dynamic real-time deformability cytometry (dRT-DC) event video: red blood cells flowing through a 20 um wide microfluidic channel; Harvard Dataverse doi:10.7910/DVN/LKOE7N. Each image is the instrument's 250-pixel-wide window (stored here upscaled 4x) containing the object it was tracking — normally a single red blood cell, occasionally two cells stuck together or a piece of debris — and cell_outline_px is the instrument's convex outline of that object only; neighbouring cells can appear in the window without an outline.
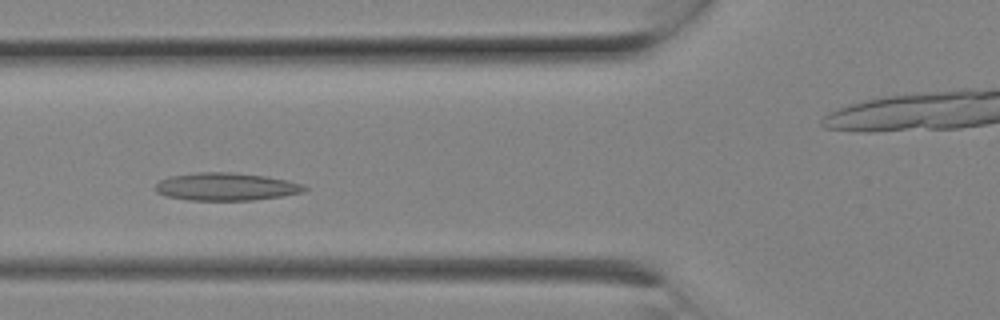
{"species": "Egyptian fruit bat (a non-hibernating species)", "species_latin": "Rousettus aegyptiacus", "temperature_condition": "room temperature", "stored_images_in_passage": 8, "segment_of_instrument_passage": [1, 2], "camera_frame_rate_fps": 3000, "um_per_image_px": 0.085, "animal": {"sex": "female"}, "frame": {"image": 1, "passage_image": 6, "time_ms": 1.667, "image_size_px": [1000, 320], "cell_outline_px": [[308, 188], [304, 192], [284, 196], [252, 200], [188, 200], [168, 196], [156, 192], [156, 184], [160, 180], [168, 176], [196, 172], [232, 172], [264, 176], [288, 180], [304, 184]], "centroid_in_image_um": [19.24, 15.86], "position_along_channel_um": 106.6, "area_um2": 24.22}}
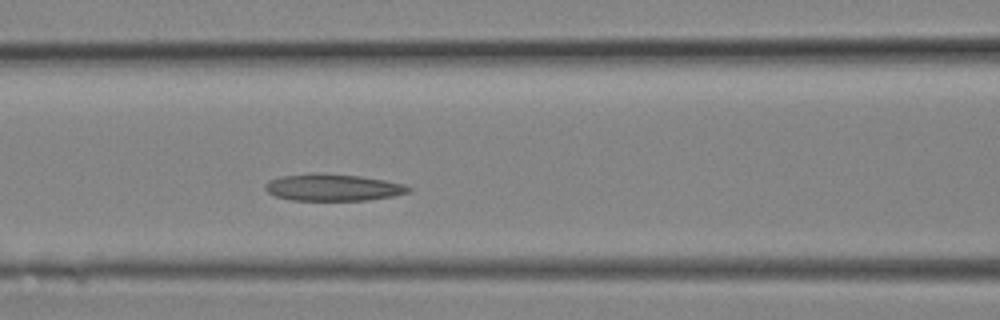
{"frame": {"image": 2, "passage_image": 7, "time_ms": 2.0, "image_size_px": [1000, 320], "cell_outline_px": [[412, 188], [408, 192], [392, 196], [368, 200], [292, 200], [276, 196], [268, 192], [264, 188], [264, 184], [268, 180], [280, 176], [312, 172], [320, 172], [360, 176], [384, 180], [404, 184]], "centroid_in_image_um": [28.25, 15.91], "position_along_channel_um": 138.3, "area_um2": 22.6}}